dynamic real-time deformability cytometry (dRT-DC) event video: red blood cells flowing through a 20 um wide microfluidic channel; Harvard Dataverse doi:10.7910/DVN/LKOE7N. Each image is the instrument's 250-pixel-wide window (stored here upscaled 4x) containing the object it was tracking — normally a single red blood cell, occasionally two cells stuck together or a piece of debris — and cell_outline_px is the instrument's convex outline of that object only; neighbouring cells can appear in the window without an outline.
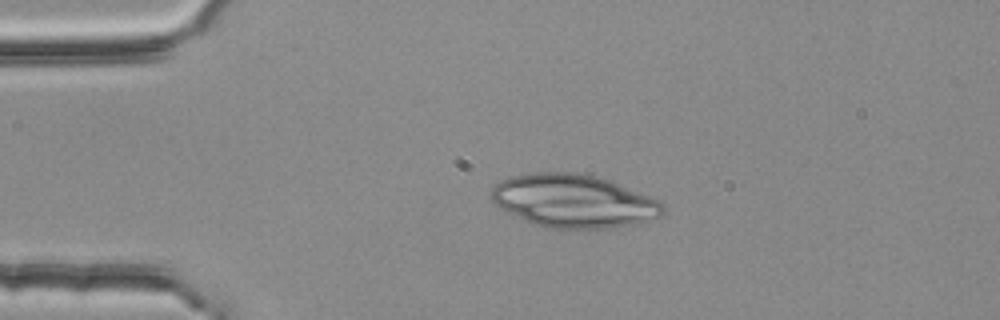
{"species": "common noctule bat (a hibernating species)", "species_latin": "Nyctalus noctula", "temperature_condition": "room temperature", "stored_images_in_passage": 3, "camera_frame_rate_fps": 3000, "um_per_image_px": 0.085, "animal": {"sex": "female", "body_mass_g": 25.1}, "frame": {"image": 1, "passage_image": 2, "time_ms": 0.333, "image_size_px": [1000, 320], "cell_outline_px": [[668, 208], [660, 216], [632, 224], [612, 228], [548, 228], [524, 220], [500, 208], [492, 200], [492, 188], [500, 180], [512, 176], [532, 172], [576, 172], [596, 176], [612, 180], [660, 200]], "centroid_in_image_um": [48.79, 17.07], "position_along_channel_um": 36.2, "area_um2": 53.29}}